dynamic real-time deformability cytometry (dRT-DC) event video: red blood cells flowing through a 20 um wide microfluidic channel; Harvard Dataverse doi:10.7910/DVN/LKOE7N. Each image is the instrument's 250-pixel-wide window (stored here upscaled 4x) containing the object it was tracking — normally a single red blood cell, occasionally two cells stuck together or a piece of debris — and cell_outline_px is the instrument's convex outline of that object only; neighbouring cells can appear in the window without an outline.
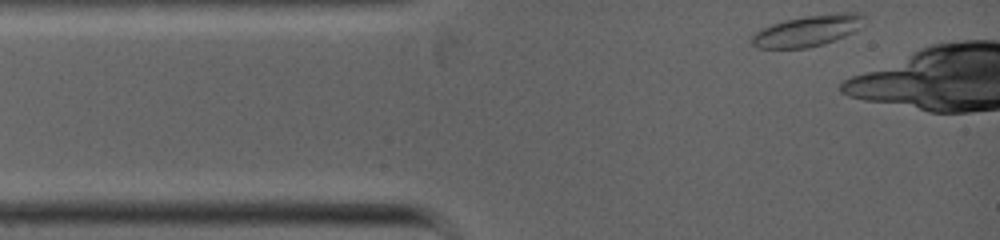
{"species": "common noctule bat (a hibernating species)", "species_latin": "Nyctalus noctula", "temperature_condition": "warm", "stored_images_in_passage": 18, "camera_frame_rate_fps": 5000, "um_per_image_px": 0.085, "animal": {"sex": "female", "body_mass_g": 19.0, "forearm_length_mm": 53.3}, "frame": {"image": 1, "passage_image": 1, "time_ms": 0.0, "image_size_px": [1000, 240], "cell_outline_px": [[864, 16], [856, 28], [852, 32], [844, 36], [808, 48], [756, 48], [752, 44], [752, 36], [760, 28], [784, 20], [804, 16], [840, 12], [860, 12]], "centroid_in_image_um": [68.57, 2.6], "position_along_channel_um": 16.4, "area_um2": 20.0}}